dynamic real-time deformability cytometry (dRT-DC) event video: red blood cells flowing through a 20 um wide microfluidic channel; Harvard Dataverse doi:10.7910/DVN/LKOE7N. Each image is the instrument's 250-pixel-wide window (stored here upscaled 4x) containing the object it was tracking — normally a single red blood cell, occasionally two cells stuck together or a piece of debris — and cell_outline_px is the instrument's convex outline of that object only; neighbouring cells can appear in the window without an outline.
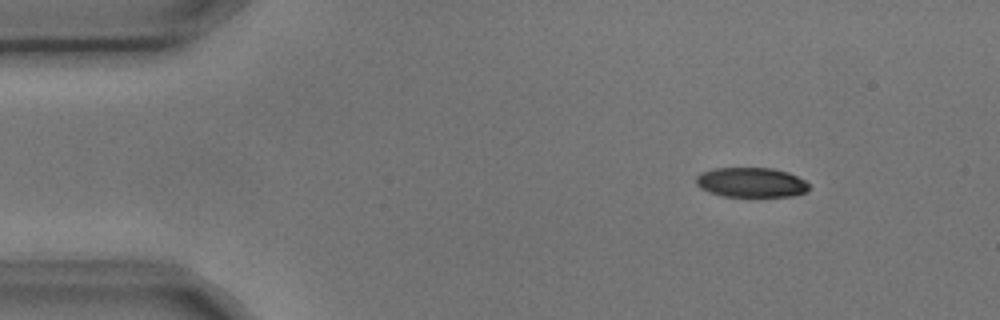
{"species": "common noctule bat (a hibernating species)", "species_latin": "Nyctalus noctula", "temperature_condition": "cold", "stored_images_in_passage": 4, "segment_of_instrument_passage": [1, 2], "camera_frame_rate_fps": 3000, "um_per_image_px": 0.085, "animal": {"sex": "male", "body_mass_g": 17.9, "forearm_length_mm": 54.2}, "frame": {"image": 1, "passage_image": 1, "time_ms": 0.0, "image_size_px": [1000, 320], "cell_outline_px": [[808, 188], [804, 192], [792, 196], [724, 196], [708, 192], [700, 188], [696, 184], [696, 176], [700, 172], [712, 168], [772, 168], [788, 172], [804, 180], [808, 184]], "centroid_in_image_um": [63.79, 15.49], "position_along_channel_um": 21.2, "area_um2": 19.54}}